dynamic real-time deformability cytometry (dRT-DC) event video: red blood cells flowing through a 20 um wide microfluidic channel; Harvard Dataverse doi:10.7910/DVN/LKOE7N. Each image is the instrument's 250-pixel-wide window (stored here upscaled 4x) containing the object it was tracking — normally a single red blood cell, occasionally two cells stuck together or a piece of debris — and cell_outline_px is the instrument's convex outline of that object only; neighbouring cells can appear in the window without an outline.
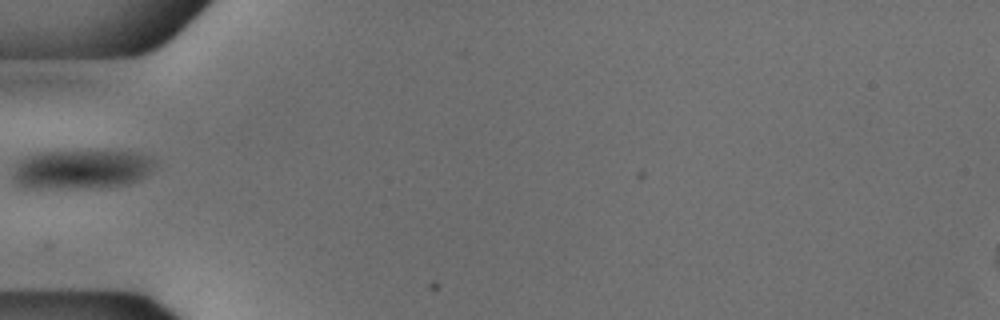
{"species": "common noctule bat (a hibernating species)", "species_latin": "Nyctalus noctula", "temperature_condition": "cold", "stored_images_in_passage": 36, "camera_frame_rate_fps": 3000, "um_per_image_px": 0.085, "animal": {"sex": "male", "body_mass_g": 18.8}, "frame": {"image": 1, "passage_image": 1, "time_ms": 0.0, "image_size_px": [1000, 320], "cell_outline_px": [[156, 164], [140, 180], [128, 184], [100, 188], [24, 188], [16, 184], [12, 180], [12, 172], [16, 164], [20, 160], [28, 156], [40, 152], [104, 148], [136, 152], [152, 156], [156, 160]], "centroid_in_image_um": [6.96, 14.35], "position_along_channel_um": 78.0, "area_um2": 34.1}}
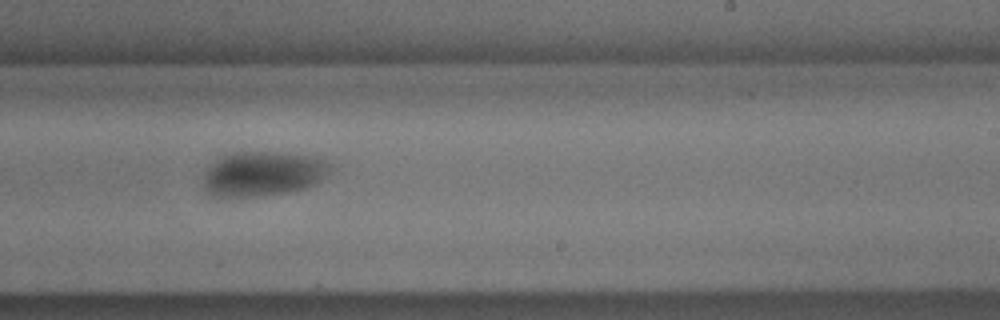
{"frame": {"image": 2, "passage_image": 16, "time_ms": 5.0, "image_size_px": [1000, 320], "cell_outline_px": [[332, 164], [328, 172], [316, 184], [304, 188], [284, 192], [256, 196], [212, 196], [208, 192], [204, 184], [204, 176], [208, 168], [220, 156], [228, 152], [276, 152], [312, 156], [324, 160]], "centroid_in_image_um": [22.34, 14.75], "position_along_channel_um": 266.7, "area_um2": 32.71}}
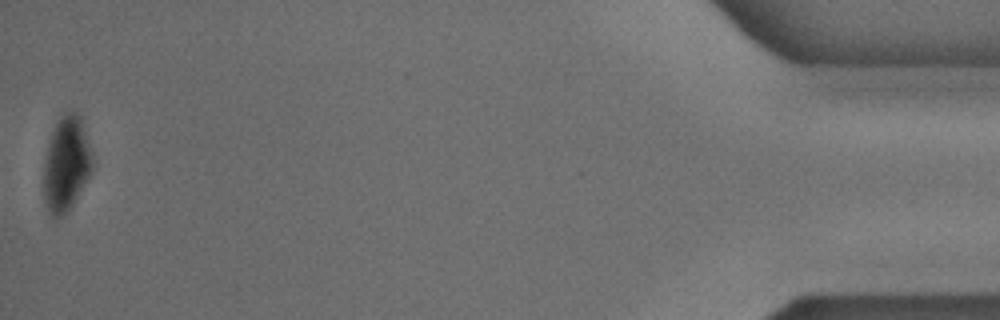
{"frame": {"image": 3, "passage_image": 36, "time_ms": 11.667, "image_size_px": [1000, 320], "cell_outline_px": [[92, 168], [88, 176], [72, 204], [60, 216], [52, 216], [48, 212], [44, 196], [44, 164], [48, 144], [52, 132], [60, 116], [64, 112], [80, 112], [92, 152]], "centroid_in_image_um": [5.64, 13.85], "position_along_channel_um": 429.6, "area_um2": 26.41}}